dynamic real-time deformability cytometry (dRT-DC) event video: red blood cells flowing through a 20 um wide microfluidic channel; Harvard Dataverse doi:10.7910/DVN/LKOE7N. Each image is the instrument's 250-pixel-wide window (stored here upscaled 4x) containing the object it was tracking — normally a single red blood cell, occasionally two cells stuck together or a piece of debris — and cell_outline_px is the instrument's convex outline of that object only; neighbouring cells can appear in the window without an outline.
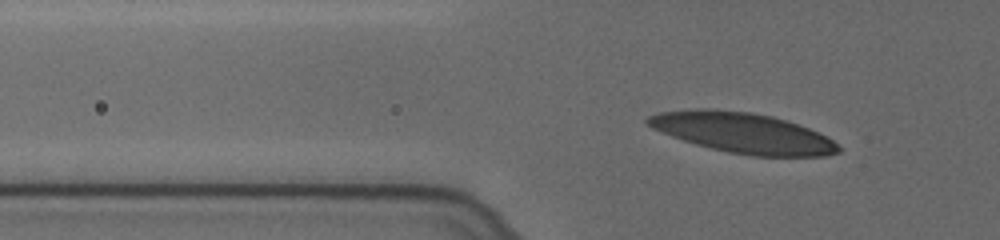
{"species": "human", "species_latin": "Homo sapiens", "temperature_condition": "cold", "stored_images_in_passage": 49, "camera_frame_rate_fps": 3000, "um_per_image_px": 0.085, "donor": {"sex": "female"}, "frame": {"image": 1, "passage_image": 12, "time_ms": 3.667, "image_size_px": [1000, 240], "cell_outline_px": [[840, 152], [824, 156], [752, 156], [728, 152], [696, 144], [672, 136], [652, 128], [644, 120], [648, 116], [660, 112], [700, 108], [704, 108], [752, 112], [772, 116], [808, 128], [832, 140], [840, 148]], "centroid_in_image_um": [63.11, 11.29], "position_along_channel_um": 62.7, "area_um2": 44.27}}
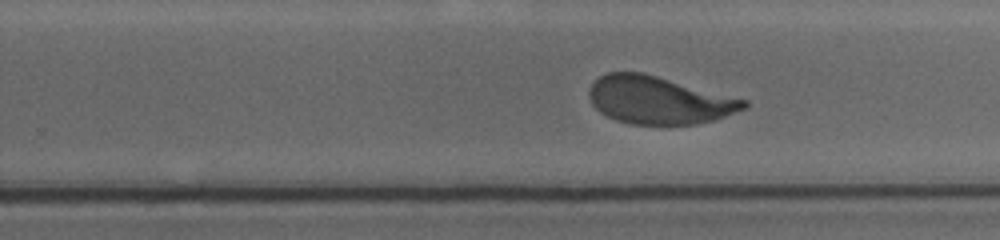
{"frame": {"image": 2, "passage_image": 31, "time_ms": 10.0, "image_size_px": [1000, 240], "cell_outline_px": [[748, 104], [744, 108], [724, 116], [712, 120], [696, 124], [632, 124], [616, 120], [600, 112], [592, 104], [588, 96], [588, 92], [592, 84], [600, 76], [608, 72], [640, 72], [656, 76], [748, 100]], "centroid_in_image_um": [55.97, 8.51], "position_along_channel_um": 273.8, "area_um2": 42.43}}
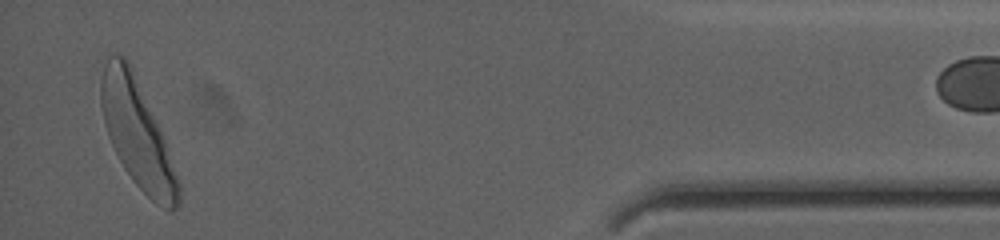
{"frame": {"image": 3, "passage_image": 48, "time_ms": 15.667, "image_size_px": [1000, 240], "cell_outline_px": [[180, 204], [172, 212], [168, 212], [156, 204], [136, 184], [124, 168], [108, 136], [104, 124], [100, 104], [100, 80], [104, 64], [108, 56], [124, 56], [128, 60], [164, 136], [180, 184]], "centroid_in_image_um": [11.67, 11.39], "position_along_channel_um": 423.5, "area_um2": 48.15}}